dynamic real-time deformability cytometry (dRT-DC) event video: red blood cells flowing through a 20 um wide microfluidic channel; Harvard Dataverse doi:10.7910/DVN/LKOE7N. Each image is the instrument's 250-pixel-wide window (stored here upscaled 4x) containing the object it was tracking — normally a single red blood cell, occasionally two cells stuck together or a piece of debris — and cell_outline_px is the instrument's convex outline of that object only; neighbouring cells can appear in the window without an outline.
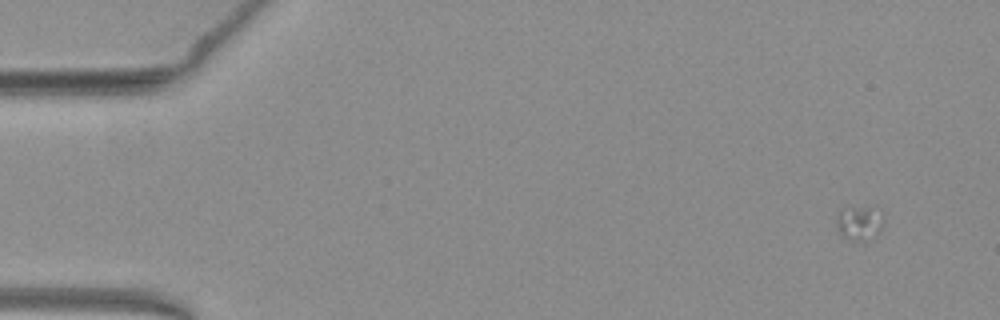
{"species": "common noctule bat (a hibernating species)", "species_latin": "Nyctalus noctula", "temperature_condition": "warm", "stored_images_in_passage": 16, "camera_frame_rate_fps": 3000, "um_per_image_px": 0.085, "animal": {"sex": "female", "body_mass_g": 19.3, "forearm_length_mm": 54.1}, "frame": {"image": 1, "passage_image": 5, "time_ms": 1.333, "image_size_px": [1000, 320], "cell_outline_px": [[884, 212], [880, 232], [876, 236], [860, 240], [856, 240], [844, 236], [840, 232], [836, 224], [836, 216], [840, 208], [848, 204], [876, 204]], "centroid_in_image_um": [73.08, 18.77], "position_along_channel_um": 11.9, "area_um2": 10.29}}